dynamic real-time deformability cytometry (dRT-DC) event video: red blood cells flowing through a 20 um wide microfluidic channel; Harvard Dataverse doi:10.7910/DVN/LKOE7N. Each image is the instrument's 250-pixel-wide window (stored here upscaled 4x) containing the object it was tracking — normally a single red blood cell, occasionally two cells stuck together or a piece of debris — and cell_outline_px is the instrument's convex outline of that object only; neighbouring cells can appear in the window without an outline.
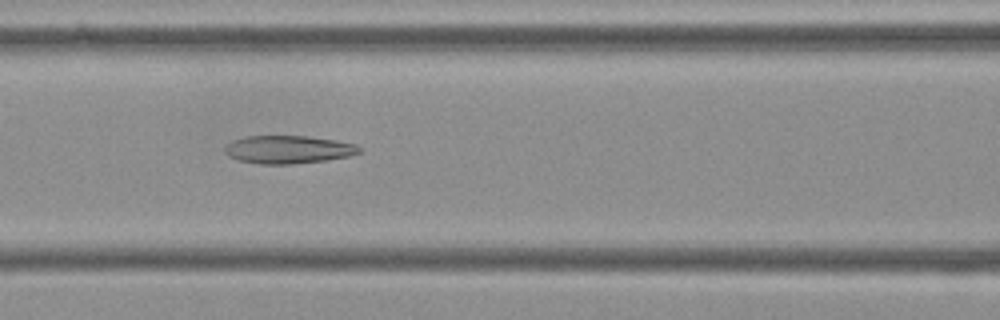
{"species": "Egyptian fruit bat (a non-hibernating species)", "species_latin": "Rousettus aegyptiacus", "temperature_condition": "cold", "stored_images_in_passage": 40, "camera_frame_rate_fps": 3000, "um_per_image_px": 0.085, "frame": {"image": 1, "passage_image": 13, "time_ms": 4.0, "image_size_px": [1000, 320], "cell_outline_px": [[360, 152], [348, 156], [328, 160], [292, 164], [260, 164], [240, 160], [228, 156], [224, 152], [224, 148], [232, 140], [244, 136], [308, 136], [336, 140], [356, 144], [360, 148]], "centroid_in_image_um": [24.49, 12.7], "position_along_channel_um": 142.1, "area_um2": 21.96}}
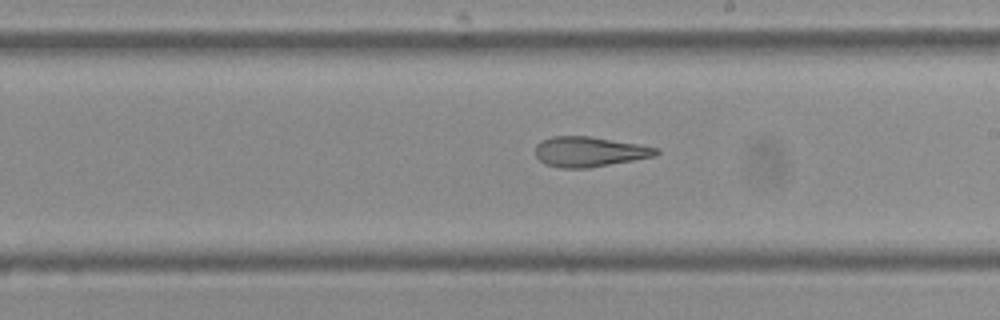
{"frame": {"image": 2, "passage_image": 21, "time_ms": 6.667, "image_size_px": [1000, 320], "cell_outline_px": [[660, 152], [656, 156], [588, 168], [560, 168], [544, 164], [536, 156], [536, 144], [540, 140], [552, 136], [588, 136], [640, 144], [660, 148]], "centroid_in_image_um": [50.1, 12.89], "position_along_channel_um": 238.9, "area_um2": 21.33}}
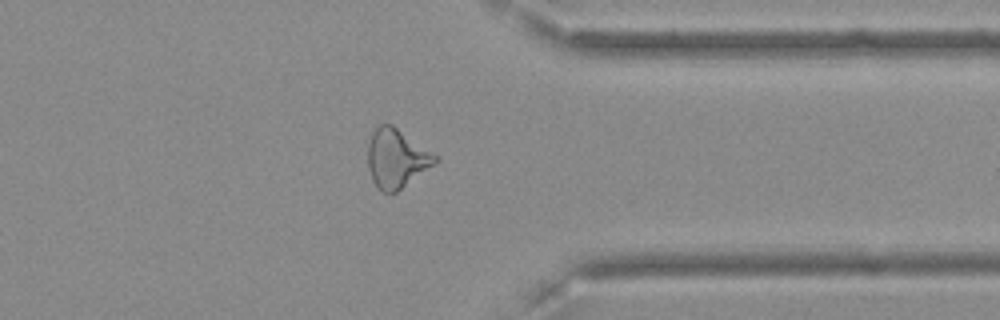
{"frame": {"image": 3, "passage_image": 33, "time_ms": 10.667, "image_size_px": [1000, 320], "cell_outline_px": [[436, 160], [432, 164], [396, 192], [380, 192], [372, 180], [368, 168], [368, 144], [372, 132], [380, 124], [392, 124], [436, 156]], "centroid_in_image_um": [33.61, 13.46], "position_along_channel_um": 377.8, "area_um2": 22.31}, "authors_computed_cell_mechanics": {"area_um2": 22.542, "velocity_mm_per_s": 3.6329, "shape_relaxation_time_tau1_ms": null, "shape_relaxation_time_tau2_ms": 3.6916, "deformation_change_tau1": null, "deformation_change_tau2": 0.1408}}